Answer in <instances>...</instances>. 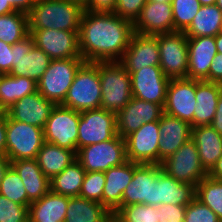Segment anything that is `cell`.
<instances>
[{
  "instance_id": "cell-1",
  "label": "cell",
  "mask_w": 222,
  "mask_h": 222,
  "mask_svg": "<svg viewBox=\"0 0 222 222\" xmlns=\"http://www.w3.org/2000/svg\"><path fill=\"white\" fill-rule=\"evenodd\" d=\"M133 33V22L114 12L86 10L79 31L81 56L85 62L120 61Z\"/></svg>"
},
{
  "instance_id": "cell-2",
  "label": "cell",
  "mask_w": 222,
  "mask_h": 222,
  "mask_svg": "<svg viewBox=\"0 0 222 222\" xmlns=\"http://www.w3.org/2000/svg\"><path fill=\"white\" fill-rule=\"evenodd\" d=\"M83 12L65 0H36L28 13L29 34L43 29L79 32Z\"/></svg>"
},
{
  "instance_id": "cell-3",
  "label": "cell",
  "mask_w": 222,
  "mask_h": 222,
  "mask_svg": "<svg viewBox=\"0 0 222 222\" xmlns=\"http://www.w3.org/2000/svg\"><path fill=\"white\" fill-rule=\"evenodd\" d=\"M94 63L100 75L101 108L118 113L132 98L131 76L119 61Z\"/></svg>"
},
{
  "instance_id": "cell-4",
  "label": "cell",
  "mask_w": 222,
  "mask_h": 222,
  "mask_svg": "<svg viewBox=\"0 0 222 222\" xmlns=\"http://www.w3.org/2000/svg\"><path fill=\"white\" fill-rule=\"evenodd\" d=\"M101 84L98 66L84 62L77 70L62 106L78 112L101 108Z\"/></svg>"
},
{
  "instance_id": "cell-5",
  "label": "cell",
  "mask_w": 222,
  "mask_h": 222,
  "mask_svg": "<svg viewBox=\"0 0 222 222\" xmlns=\"http://www.w3.org/2000/svg\"><path fill=\"white\" fill-rule=\"evenodd\" d=\"M84 62L83 58L51 60L47 70L37 82L38 92L55 105H61L77 70Z\"/></svg>"
},
{
  "instance_id": "cell-6",
  "label": "cell",
  "mask_w": 222,
  "mask_h": 222,
  "mask_svg": "<svg viewBox=\"0 0 222 222\" xmlns=\"http://www.w3.org/2000/svg\"><path fill=\"white\" fill-rule=\"evenodd\" d=\"M161 165L134 163L133 179L122 195V207L132 204L160 205L159 200V173Z\"/></svg>"
},
{
  "instance_id": "cell-7",
  "label": "cell",
  "mask_w": 222,
  "mask_h": 222,
  "mask_svg": "<svg viewBox=\"0 0 222 222\" xmlns=\"http://www.w3.org/2000/svg\"><path fill=\"white\" fill-rule=\"evenodd\" d=\"M76 160L87 172H105L126 162L125 139L118 134L112 139L82 147L77 150Z\"/></svg>"
},
{
  "instance_id": "cell-8",
  "label": "cell",
  "mask_w": 222,
  "mask_h": 222,
  "mask_svg": "<svg viewBox=\"0 0 222 222\" xmlns=\"http://www.w3.org/2000/svg\"><path fill=\"white\" fill-rule=\"evenodd\" d=\"M6 132V155L10 161L36 159L44 143L42 128L12 120L7 115Z\"/></svg>"
},
{
  "instance_id": "cell-9",
  "label": "cell",
  "mask_w": 222,
  "mask_h": 222,
  "mask_svg": "<svg viewBox=\"0 0 222 222\" xmlns=\"http://www.w3.org/2000/svg\"><path fill=\"white\" fill-rule=\"evenodd\" d=\"M161 167L174 179L195 187L208 176V172L201 164L197 147L192 139H189L175 153L162 161Z\"/></svg>"
},
{
  "instance_id": "cell-10",
  "label": "cell",
  "mask_w": 222,
  "mask_h": 222,
  "mask_svg": "<svg viewBox=\"0 0 222 222\" xmlns=\"http://www.w3.org/2000/svg\"><path fill=\"white\" fill-rule=\"evenodd\" d=\"M160 67L170 79L188 78V37L184 32L156 34Z\"/></svg>"
},
{
  "instance_id": "cell-11",
  "label": "cell",
  "mask_w": 222,
  "mask_h": 222,
  "mask_svg": "<svg viewBox=\"0 0 222 222\" xmlns=\"http://www.w3.org/2000/svg\"><path fill=\"white\" fill-rule=\"evenodd\" d=\"M80 112L62 105H55L43 129L44 142L77 153Z\"/></svg>"
},
{
  "instance_id": "cell-12",
  "label": "cell",
  "mask_w": 222,
  "mask_h": 222,
  "mask_svg": "<svg viewBox=\"0 0 222 222\" xmlns=\"http://www.w3.org/2000/svg\"><path fill=\"white\" fill-rule=\"evenodd\" d=\"M116 135V113L104 108L80 112L77 150L108 141Z\"/></svg>"
},
{
  "instance_id": "cell-13",
  "label": "cell",
  "mask_w": 222,
  "mask_h": 222,
  "mask_svg": "<svg viewBox=\"0 0 222 222\" xmlns=\"http://www.w3.org/2000/svg\"><path fill=\"white\" fill-rule=\"evenodd\" d=\"M13 68L11 76H23L39 81L50 64V57L35 45L29 34L12 45Z\"/></svg>"
},
{
  "instance_id": "cell-14",
  "label": "cell",
  "mask_w": 222,
  "mask_h": 222,
  "mask_svg": "<svg viewBox=\"0 0 222 222\" xmlns=\"http://www.w3.org/2000/svg\"><path fill=\"white\" fill-rule=\"evenodd\" d=\"M160 136L159 121L143 124L124 138L127 159L138 164L158 165Z\"/></svg>"
},
{
  "instance_id": "cell-15",
  "label": "cell",
  "mask_w": 222,
  "mask_h": 222,
  "mask_svg": "<svg viewBox=\"0 0 222 222\" xmlns=\"http://www.w3.org/2000/svg\"><path fill=\"white\" fill-rule=\"evenodd\" d=\"M196 104V80L190 78L170 79L164 113L186 121L193 128Z\"/></svg>"
},
{
  "instance_id": "cell-16",
  "label": "cell",
  "mask_w": 222,
  "mask_h": 222,
  "mask_svg": "<svg viewBox=\"0 0 222 222\" xmlns=\"http://www.w3.org/2000/svg\"><path fill=\"white\" fill-rule=\"evenodd\" d=\"M30 35L35 45L51 60L82 58L79 48V32L43 29L33 30Z\"/></svg>"
},
{
  "instance_id": "cell-17",
  "label": "cell",
  "mask_w": 222,
  "mask_h": 222,
  "mask_svg": "<svg viewBox=\"0 0 222 222\" xmlns=\"http://www.w3.org/2000/svg\"><path fill=\"white\" fill-rule=\"evenodd\" d=\"M130 76L133 97L154 102L164 108L170 78L163 73L160 66L144 67L132 72Z\"/></svg>"
},
{
  "instance_id": "cell-18",
  "label": "cell",
  "mask_w": 222,
  "mask_h": 222,
  "mask_svg": "<svg viewBox=\"0 0 222 222\" xmlns=\"http://www.w3.org/2000/svg\"><path fill=\"white\" fill-rule=\"evenodd\" d=\"M164 108L154 102H147L136 97L116 113V131L121 138L139 129L143 124L159 121Z\"/></svg>"
},
{
  "instance_id": "cell-19",
  "label": "cell",
  "mask_w": 222,
  "mask_h": 222,
  "mask_svg": "<svg viewBox=\"0 0 222 222\" xmlns=\"http://www.w3.org/2000/svg\"><path fill=\"white\" fill-rule=\"evenodd\" d=\"M129 74L148 66L160 65L158 38L134 32L128 48L119 61Z\"/></svg>"
},
{
  "instance_id": "cell-20",
  "label": "cell",
  "mask_w": 222,
  "mask_h": 222,
  "mask_svg": "<svg viewBox=\"0 0 222 222\" xmlns=\"http://www.w3.org/2000/svg\"><path fill=\"white\" fill-rule=\"evenodd\" d=\"M134 32L143 35L174 33L172 4L147 1L133 22Z\"/></svg>"
},
{
  "instance_id": "cell-21",
  "label": "cell",
  "mask_w": 222,
  "mask_h": 222,
  "mask_svg": "<svg viewBox=\"0 0 222 222\" xmlns=\"http://www.w3.org/2000/svg\"><path fill=\"white\" fill-rule=\"evenodd\" d=\"M55 104L45 99L38 91L16 101L6 114L19 122L44 129Z\"/></svg>"
},
{
  "instance_id": "cell-22",
  "label": "cell",
  "mask_w": 222,
  "mask_h": 222,
  "mask_svg": "<svg viewBox=\"0 0 222 222\" xmlns=\"http://www.w3.org/2000/svg\"><path fill=\"white\" fill-rule=\"evenodd\" d=\"M191 125L177 117L163 113L159 120L160 143L158 145V165L191 139Z\"/></svg>"
},
{
  "instance_id": "cell-23",
  "label": "cell",
  "mask_w": 222,
  "mask_h": 222,
  "mask_svg": "<svg viewBox=\"0 0 222 222\" xmlns=\"http://www.w3.org/2000/svg\"><path fill=\"white\" fill-rule=\"evenodd\" d=\"M216 54L215 37L188 38V78L205 80Z\"/></svg>"
},
{
  "instance_id": "cell-24",
  "label": "cell",
  "mask_w": 222,
  "mask_h": 222,
  "mask_svg": "<svg viewBox=\"0 0 222 222\" xmlns=\"http://www.w3.org/2000/svg\"><path fill=\"white\" fill-rule=\"evenodd\" d=\"M134 162L127 160L122 165L109 168L104 172L105 185L102 204L114 212L122 203V195L133 179Z\"/></svg>"
},
{
  "instance_id": "cell-25",
  "label": "cell",
  "mask_w": 222,
  "mask_h": 222,
  "mask_svg": "<svg viewBox=\"0 0 222 222\" xmlns=\"http://www.w3.org/2000/svg\"><path fill=\"white\" fill-rule=\"evenodd\" d=\"M11 166L22 179L31 202L39 200L51 190L50 179L44 175L36 159L11 161Z\"/></svg>"
},
{
  "instance_id": "cell-26",
  "label": "cell",
  "mask_w": 222,
  "mask_h": 222,
  "mask_svg": "<svg viewBox=\"0 0 222 222\" xmlns=\"http://www.w3.org/2000/svg\"><path fill=\"white\" fill-rule=\"evenodd\" d=\"M222 84L196 80V108L193 115V128L211 125L217 110Z\"/></svg>"
},
{
  "instance_id": "cell-27",
  "label": "cell",
  "mask_w": 222,
  "mask_h": 222,
  "mask_svg": "<svg viewBox=\"0 0 222 222\" xmlns=\"http://www.w3.org/2000/svg\"><path fill=\"white\" fill-rule=\"evenodd\" d=\"M69 196L51 190L28 207L29 222H64Z\"/></svg>"
},
{
  "instance_id": "cell-28",
  "label": "cell",
  "mask_w": 222,
  "mask_h": 222,
  "mask_svg": "<svg viewBox=\"0 0 222 222\" xmlns=\"http://www.w3.org/2000/svg\"><path fill=\"white\" fill-rule=\"evenodd\" d=\"M191 139L199 153L202 166L209 172L222 155V135L210 125L191 129Z\"/></svg>"
},
{
  "instance_id": "cell-29",
  "label": "cell",
  "mask_w": 222,
  "mask_h": 222,
  "mask_svg": "<svg viewBox=\"0 0 222 222\" xmlns=\"http://www.w3.org/2000/svg\"><path fill=\"white\" fill-rule=\"evenodd\" d=\"M37 91L38 84L33 79L0 74V112H6L16 101Z\"/></svg>"
},
{
  "instance_id": "cell-30",
  "label": "cell",
  "mask_w": 222,
  "mask_h": 222,
  "mask_svg": "<svg viewBox=\"0 0 222 222\" xmlns=\"http://www.w3.org/2000/svg\"><path fill=\"white\" fill-rule=\"evenodd\" d=\"M36 160L44 175L52 179L76 160V153L73 150L44 142Z\"/></svg>"
},
{
  "instance_id": "cell-31",
  "label": "cell",
  "mask_w": 222,
  "mask_h": 222,
  "mask_svg": "<svg viewBox=\"0 0 222 222\" xmlns=\"http://www.w3.org/2000/svg\"><path fill=\"white\" fill-rule=\"evenodd\" d=\"M222 11L216 4L201 6L191 24L183 31L188 38L215 37L220 33Z\"/></svg>"
},
{
  "instance_id": "cell-32",
  "label": "cell",
  "mask_w": 222,
  "mask_h": 222,
  "mask_svg": "<svg viewBox=\"0 0 222 222\" xmlns=\"http://www.w3.org/2000/svg\"><path fill=\"white\" fill-rule=\"evenodd\" d=\"M196 195V187L174 179L165 171L159 173V200L161 204L188 205Z\"/></svg>"
},
{
  "instance_id": "cell-33",
  "label": "cell",
  "mask_w": 222,
  "mask_h": 222,
  "mask_svg": "<svg viewBox=\"0 0 222 222\" xmlns=\"http://www.w3.org/2000/svg\"><path fill=\"white\" fill-rule=\"evenodd\" d=\"M111 212L101 203L80 196L69 197L64 222H104Z\"/></svg>"
},
{
  "instance_id": "cell-34",
  "label": "cell",
  "mask_w": 222,
  "mask_h": 222,
  "mask_svg": "<svg viewBox=\"0 0 222 222\" xmlns=\"http://www.w3.org/2000/svg\"><path fill=\"white\" fill-rule=\"evenodd\" d=\"M86 170L73 161L62 172L50 179L51 191L69 197L79 196Z\"/></svg>"
},
{
  "instance_id": "cell-35",
  "label": "cell",
  "mask_w": 222,
  "mask_h": 222,
  "mask_svg": "<svg viewBox=\"0 0 222 222\" xmlns=\"http://www.w3.org/2000/svg\"><path fill=\"white\" fill-rule=\"evenodd\" d=\"M29 35L28 14L14 11L0 16V40L15 44Z\"/></svg>"
},
{
  "instance_id": "cell-36",
  "label": "cell",
  "mask_w": 222,
  "mask_h": 222,
  "mask_svg": "<svg viewBox=\"0 0 222 222\" xmlns=\"http://www.w3.org/2000/svg\"><path fill=\"white\" fill-rule=\"evenodd\" d=\"M195 197L208 206L222 222V181L209 176L196 185Z\"/></svg>"
},
{
  "instance_id": "cell-37",
  "label": "cell",
  "mask_w": 222,
  "mask_h": 222,
  "mask_svg": "<svg viewBox=\"0 0 222 222\" xmlns=\"http://www.w3.org/2000/svg\"><path fill=\"white\" fill-rule=\"evenodd\" d=\"M0 194L20 205L29 207L32 203L28 199L22 179L12 166L9 167L0 184Z\"/></svg>"
},
{
  "instance_id": "cell-38",
  "label": "cell",
  "mask_w": 222,
  "mask_h": 222,
  "mask_svg": "<svg viewBox=\"0 0 222 222\" xmlns=\"http://www.w3.org/2000/svg\"><path fill=\"white\" fill-rule=\"evenodd\" d=\"M124 222H159L160 211L154 205L132 204L122 206L117 212Z\"/></svg>"
},
{
  "instance_id": "cell-39",
  "label": "cell",
  "mask_w": 222,
  "mask_h": 222,
  "mask_svg": "<svg viewBox=\"0 0 222 222\" xmlns=\"http://www.w3.org/2000/svg\"><path fill=\"white\" fill-rule=\"evenodd\" d=\"M171 4L174 30L178 32H183L191 24L202 6L198 0H173Z\"/></svg>"
},
{
  "instance_id": "cell-40",
  "label": "cell",
  "mask_w": 222,
  "mask_h": 222,
  "mask_svg": "<svg viewBox=\"0 0 222 222\" xmlns=\"http://www.w3.org/2000/svg\"><path fill=\"white\" fill-rule=\"evenodd\" d=\"M104 185V172L86 171L79 196L102 204Z\"/></svg>"
},
{
  "instance_id": "cell-41",
  "label": "cell",
  "mask_w": 222,
  "mask_h": 222,
  "mask_svg": "<svg viewBox=\"0 0 222 222\" xmlns=\"http://www.w3.org/2000/svg\"><path fill=\"white\" fill-rule=\"evenodd\" d=\"M28 206L20 205L0 194V222H29Z\"/></svg>"
},
{
  "instance_id": "cell-42",
  "label": "cell",
  "mask_w": 222,
  "mask_h": 222,
  "mask_svg": "<svg viewBox=\"0 0 222 222\" xmlns=\"http://www.w3.org/2000/svg\"><path fill=\"white\" fill-rule=\"evenodd\" d=\"M184 222H221L218 216L196 197L186 206Z\"/></svg>"
},
{
  "instance_id": "cell-43",
  "label": "cell",
  "mask_w": 222,
  "mask_h": 222,
  "mask_svg": "<svg viewBox=\"0 0 222 222\" xmlns=\"http://www.w3.org/2000/svg\"><path fill=\"white\" fill-rule=\"evenodd\" d=\"M146 2L147 0H117L114 13L134 22L140 15Z\"/></svg>"
},
{
  "instance_id": "cell-44",
  "label": "cell",
  "mask_w": 222,
  "mask_h": 222,
  "mask_svg": "<svg viewBox=\"0 0 222 222\" xmlns=\"http://www.w3.org/2000/svg\"><path fill=\"white\" fill-rule=\"evenodd\" d=\"M160 211L159 222H184L186 205L161 204L156 206Z\"/></svg>"
},
{
  "instance_id": "cell-45",
  "label": "cell",
  "mask_w": 222,
  "mask_h": 222,
  "mask_svg": "<svg viewBox=\"0 0 222 222\" xmlns=\"http://www.w3.org/2000/svg\"><path fill=\"white\" fill-rule=\"evenodd\" d=\"M13 68L12 45L0 40V74H9Z\"/></svg>"
},
{
  "instance_id": "cell-46",
  "label": "cell",
  "mask_w": 222,
  "mask_h": 222,
  "mask_svg": "<svg viewBox=\"0 0 222 222\" xmlns=\"http://www.w3.org/2000/svg\"><path fill=\"white\" fill-rule=\"evenodd\" d=\"M204 81L222 84V54H216L210 65L209 75Z\"/></svg>"
},
{
  "instance_id": "cell-47",
  "label": "cell",
  "mask_w": 222,
  "mask_h": 222,
  "mask_svg": "<svg viewBox=\"0 0 222 222\" xmlns=\"http://www.w3.org/2000/svg\"><path fill=\"white\" fill-rule=\"evenodd\" d=\"M117 0H89L86 10L91 12H114Z\"/></svg>"
},
{
  "instance_id": "cell-48",
  "label": "cell",
  "mask_w": 222,
  "mask_h": 222,
  "mask_svg": "<svg viewBox=\"0 0 222 222\" xmlns=\"http://www.w3.org/2000/svg\"><path fill=\"white\" fill-rule=\"evenodd\" d=\"M6 112H0V155H6Z\"/></svg>"
},
{
  "instance_id": "cell-49",
  "label": "cell",
  "mask_w": 222,
  "mask_h": 222,
  "mask_svg": "<svg viewBox=\"0 0 222 222\" xmlns=\"http://www.w3.org/2000/svg\"><path fill=\"white\" fill-rule=\"evenodd\" d=\"M8 3L16 10L28 14L35 5L36 0H8Z\"/></svg>"
},
{
  "instance_id": "cell-50",
  "label": "cell",
  "mask_w": 222,
  "mask_h": 222,
  "mask_svg": "<svg viewBox=\"0 0 222 222\" xmlns=\"http://www.w3.org/2000/svg\"><path fill=\"white\" fill-rule=\"evenodd\" d=\"M210 126L222 135V91L219 95L217 110Z\"/></svg>"
},
{
  "instance_id": "cell-51",
  "label": "cell",
  "mask_w": 222,
  "mask_h": 222,
  "mask_svg": "<svg viewBox=\"0 0 222 222\" xmlns=\"http://www.w3.org/2000/svg\"><path fill=\"white\" fill-rule=\"evenodd\" d=\"M208 176L222 181V155L219 157L213 168L208 172Z\"/></svg>"
},
{
  "instance_id": "cell-52",
  "label": "cell",
  "mask_w": 222,
  "mask_h": 222,
  "mask_svg": "<svg viewBox=\"0 0 222 222\" xmlns=\"http://www.w3.org/2000/svg\"><path fill=\"white\" fill-rule=\"evenodd\" d=\"M11 166V161L7 155H0V184L4 178L5 173Z\"/></svg>"
},
{
  "instance_id": "cell-53",
  "label": "cell",
  "mask_w": 222,
  "mask_h": 222,
  "mask_svg": "<svg viewBox=\"0 0 222 222\" xmlns=\"http://www.w3.org/2000/svg\"><path fill=\"white\" fill-rule=\"evenodd\" d=\"M14 11L16 10L8 3V0H0V16Z\"/></svg>"
},
{
  "instance_id": "cell-54",
  "label": "cell",
  "mask_w": 222,
  "mask_h": 222,
  "mask_svg": "<svg viewBox=\"0 0 222 222\" xmlns=\"http://www.w3.org/2000/svg\"><path fill=\"white\" fill-rule=\"evenodd\" d=\"M69 2L70 4H75L79 7H81L84 11H86V7L88 6L89 0H65Z\"/></svg>"
},
{
  "instance_id": "cell-55",
  "label": "cell",
  "mask_w": 222,
  "mask_h": 222,
  "mask_svg": "<svg viewBox=\"0 0 222 222\" xmlns=\"http://www.w3.org/2000/svg\"><path fill=\"white\" fill-rule=\"evenodd\" d=\"M104 222H124L117 213L111 212Z\"/></svg>"
},
{
  "instance_id": "cell-56",
  "label": "cell",
  "mask_w": 222,
  "mask_h": 222,
  "mask_svg": "<svg viewBox=\"0 0 222 222\" xmlns=\"http://www.w3.org/2000/svg\"><path fill=\"white\" fill-rule=\"evenodd\" d=\"M215 43L217 48V53L222 54V33L215 36Z\"/></svg>"
},
{
  "instance_id": "cell-57",
  "label": "cell",
  "mask_w": 222,
  "mask_h": 222,
  "mask_svg": "<svg viewBox=\"0 0 222 222\" xmlns=\"http://www.w3.org/2000/svg\"><path fill=\"white\" fill-rule=\"evenodd\" d=\"M202 6L213 5L216 4L217 0H198Z\"/></svg>"
},
{
  "instance_id": "cell-58",
  "label": "cell",
  "mask_w": 222,
  "mask_h": 222,
  "mask_svg": "<svg viewBox=\"0 0 222 222\" xmlns=\"http://www.w3.org/2000/svg\"><path fill=\"white\" fill-rule=\"evenodd\" d=\"M147 1L171 4L173 0H147Z\"/></svg>"
},
{
  "instance_id": "cell-59",
  "label": "cell",
  "mask_w": 222,
  "mask_h": 222,
  "mask_svg": "<svg viewBox=\"0 0 222 222\" xmlns=\"http://www.w3.org/2000/svg\"><path fill=\"white\" fill-rule=\"evenodd\" d=\"M216 5H217L218 8L222 11V0H217V1H216Z\"/></svg>"
}]
</instances>
